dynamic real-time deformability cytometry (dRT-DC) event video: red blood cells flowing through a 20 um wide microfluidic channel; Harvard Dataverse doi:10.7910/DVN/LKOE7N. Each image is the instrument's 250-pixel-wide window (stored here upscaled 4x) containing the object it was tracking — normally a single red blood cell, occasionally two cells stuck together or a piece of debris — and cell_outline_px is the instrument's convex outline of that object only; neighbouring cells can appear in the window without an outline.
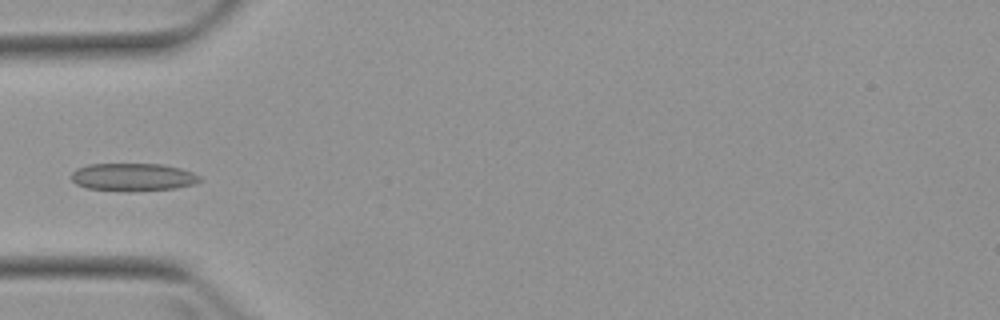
{"species": "Egyptian fruit bat (a non-hibernating species)", "species_latin": "Rousettus aegyptiacus", "temperature_condition": "warm", "stored_images_in_passage": 4, "camera_frame_rate_fps": 3000, "um_per_image_px": 0.085, "animal": {"sex": "female"}, "frame": {"image": 1, "passage_image": 4, "time_ms": 4.333, "image_size_px": [1000, 320], "cell_outline_px": [[200, 180], [196, 184], [176, 188], [128, 192], [124, 192], [88, 188], [76, 184], [72, 180], [72, 172], [76, 168], [88, 164], [164, 164], [180, 168], [192, 172], [200, 176]], "centroid_in_image_um": [11.3, 15.06], "position_along_channel_um": 73.7, "area_um2": 21.04}}